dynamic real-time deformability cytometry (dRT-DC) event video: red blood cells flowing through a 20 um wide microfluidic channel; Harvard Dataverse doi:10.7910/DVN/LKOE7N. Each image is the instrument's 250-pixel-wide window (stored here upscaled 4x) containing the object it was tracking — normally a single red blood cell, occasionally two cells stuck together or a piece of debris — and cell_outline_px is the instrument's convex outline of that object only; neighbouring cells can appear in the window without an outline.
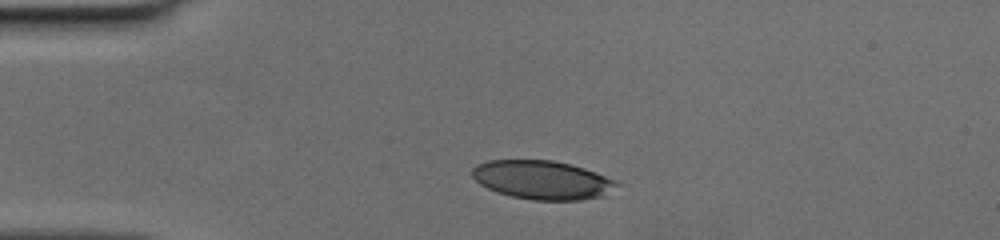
{"species": "human", "species_latin": "Homo sapiens", "temperature_condition": "cold", "stored_images_in_passage": 29, "camera_frame_rate_fps": 3000, "um_per_image_px": 0.085, "donor": {"sex": "female"}, "frame": {"image": 1, "passage_image": 1, "time_ms": 0.0, "image_size_px": [1000, 240], "cell_outline_px": [[620, 184], [604, 196], [580, 200], [532, 200], [512, 196], [496, 192], [480, 184], [472, 176], [472, 168], [476, 164], [488, 160], [552, 160], [572, 164], [596, 172]], "centroid_in_image_um": [46.07, 15.29], "position_along_channel_um": 38.9, "area_um2": 32.6}}
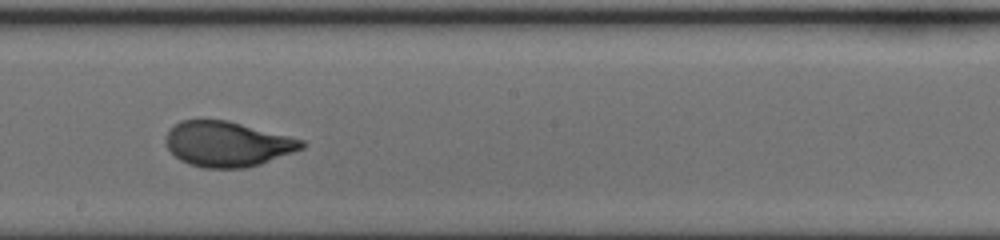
{"frame": {"image": 2, "passage_image": 17, "time_ms": 5.333, "image_size_px": [1000, 240], "cell_outline_px": [[308, 144], [304, 148], [260, 164], [244, 168], [204, 168], [188, 164], [180, 160], [168, 148], [164, 140], [168, 128], [180, 120], [228, 120], [304, 140]], "centroid_in_image_um": [19.31, 12.24], "position_along_channel_um": 228.9, "area_um2": 35.89}}
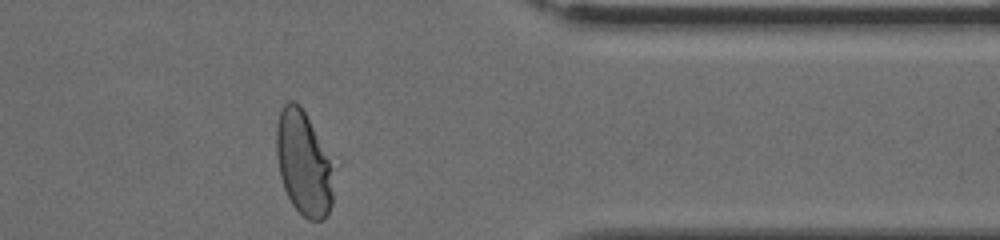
{"frame": {"image": 3, "passage_image": 29, "time_ms": 9.333, "image_size_px": [1000, 240], "cell_outline_px": [[340, 164], [332, 204], [328, 216], [324, 220], [308, 220], [292, 204], [284, 188], [280, 176], [276, 152], [276, 128], [280, 112], [284, 104], [288, 100], [296, 100], [300, 104]], "centroid_in_image_um": [25.95, 13.86], "position_along_channel_um": 385.5, "area_um2": 37.28}}